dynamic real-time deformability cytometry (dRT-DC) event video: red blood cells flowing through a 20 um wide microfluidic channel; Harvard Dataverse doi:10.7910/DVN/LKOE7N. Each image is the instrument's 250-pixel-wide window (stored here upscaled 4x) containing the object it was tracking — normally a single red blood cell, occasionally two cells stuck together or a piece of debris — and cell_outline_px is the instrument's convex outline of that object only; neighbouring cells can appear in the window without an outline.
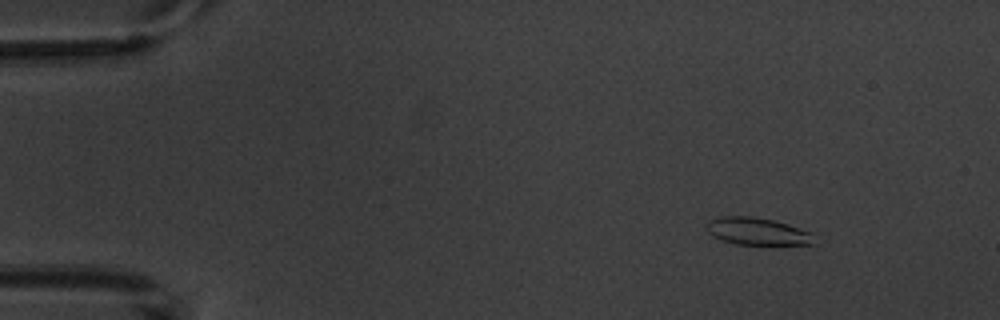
{"species": "common noctule bat (a hibernating species)", "species_latin": "Nyctalus noctula", "temperature_condition": "warm", "stored_images_in_passage": 5, "camera_frame_rate_fps": 3000, "um_per_image_px": 0.085, "animal": {"sex": "male", "body_mass_g": 20.1, "forearm_length_mm": 53.5}, "frame": {"image": 1, "passage_image": 2, "time_ms": 1.333, "image_size_px": [1000, 320], "cell_outline_px": [[816, 244], [736, 244], [720, 240], [712, 236], [708, 232], [708, 220], [720, 216], [752, 216], [772, 220], [788, 224], [812, 232]], "centroid_in_image_um": [64.37, 19.66], "position_along_channel_um": 20.6, "area_um2": 17.11}}